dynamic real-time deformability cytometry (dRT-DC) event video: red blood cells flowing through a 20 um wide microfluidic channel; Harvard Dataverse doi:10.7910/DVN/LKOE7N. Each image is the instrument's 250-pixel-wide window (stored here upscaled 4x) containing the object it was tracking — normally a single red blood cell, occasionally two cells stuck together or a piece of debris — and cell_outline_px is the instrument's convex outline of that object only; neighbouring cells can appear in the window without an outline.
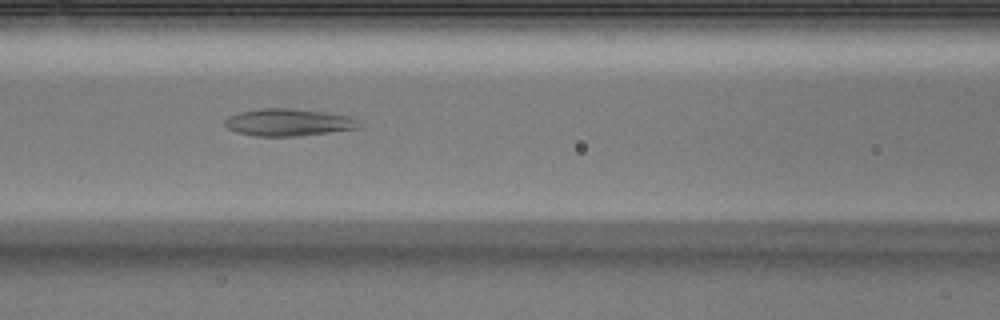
{"species": "Egyptian fruit bat (a non-hibernating species)", "species_latin": "Rousettus aegyptiacus", "temperature_condition": "warm", "stored_images_in_passage": 42, "segment_of_instrument_passage": [1, 2], "camera_frame_rate_fps": 3000, "um_per_image_px": 0.085, "animal": {"sex": "male"}, "frame": {"image": 1, "passage_image": 13, "time_ms": 4.0, "image_size_px": [1000, 320], "cell_outline_px": [[360, 128], [296, 136], [256, 136], [236, 132], [228, 128], [224, 124], [224, 120], [228, 116], [240, 112], [260, 108], [292, 108], [324, 112], [348, 116], [360, 120]], "centroid_in_image_um": [24.5, 10.39], "position_along_channel_um": 142.1, "area_um2": 21.27}}
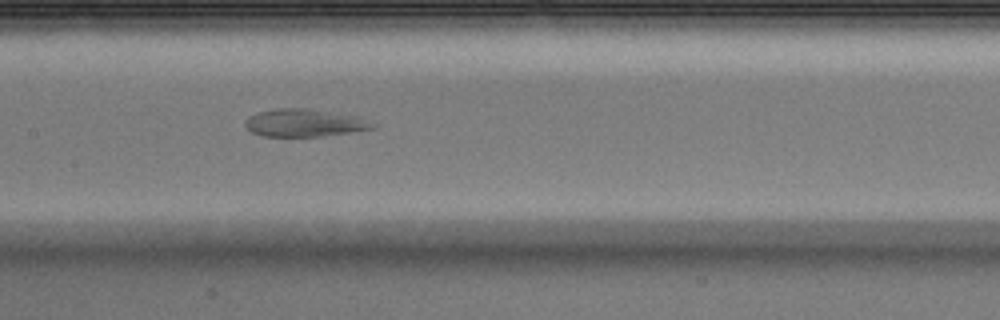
{"frame": {"image": 2, "passage_image": 16, "time_ms": 5.0, "image_size_px": [1000, 320], "cell_outline_px": [[376, 128], [320, 136], [264, 136], [252, 132], [244, 124], [244, 120], [260, 112], [280, 108], [304, 108], [360, 116], [376, 124]], "centroid_in_image_um": [25.92, 10.44], "position_along_channel_um": 181.5, "area_um2": 20.23}}
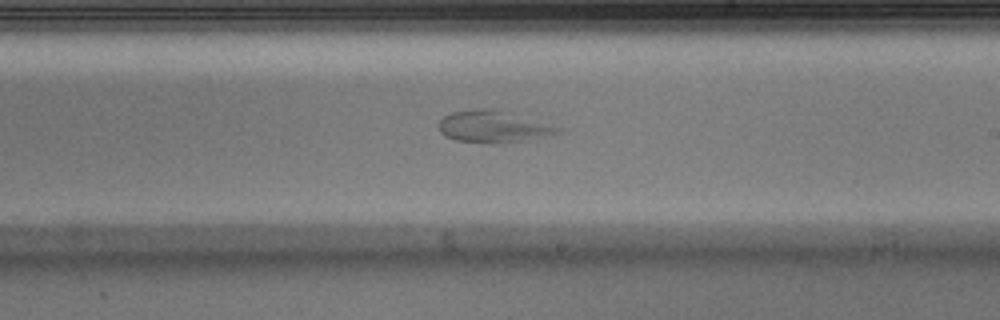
{"frame": {"image": 3, "passage_image": 21, "time_ms": 6.667, "image_size_px": [1000, 320], "cell_outline_px": [[568, 128], [560, 132], [520, 140], [456, 140], [444, 136], [440, 132], [440, 120], [444, 116], [452, 112], [476, 108], [488, 108]], "centroid_in_image_um": [41.91, 10.7], "position_along_channel_um": 247.1, "area_um2": 20.75}}